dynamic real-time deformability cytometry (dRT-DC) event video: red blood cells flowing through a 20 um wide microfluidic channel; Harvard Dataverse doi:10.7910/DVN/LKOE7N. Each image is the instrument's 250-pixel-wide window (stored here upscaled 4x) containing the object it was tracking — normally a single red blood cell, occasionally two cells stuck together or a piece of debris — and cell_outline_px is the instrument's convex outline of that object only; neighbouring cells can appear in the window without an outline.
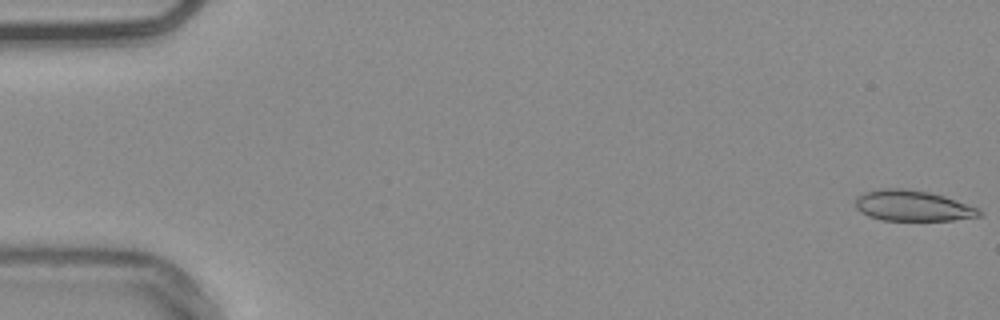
{"species": "common noctule bat (a hibernating species)", "species_latin": "Nyctalus noctula", "temperature_condition": "warm", "stored_images_in_passage": 34, "camera_frame_rate_fps": 3000, "um_per_image_px": 0.085, "animal": {"sex": "male", "body_mass_g": 20.4}, "frame": {"image": 1, "passage_image": 1, "time_ms": 0.0, "image_size_px": [1000, 320], "cell_outline_px": [[984, 216], [952, 220], [880, 220], [868, 216], [860, 212], [856, 208], [856, 196], [864, 192], [880, 188], [904, 188], [928, 192], [944, 196], [980, 208], [984, 212]], "centroid_in_image_um": [77.6, 17.49], "position_along_channel_um": 7.4, "area_um2": 22.43}}
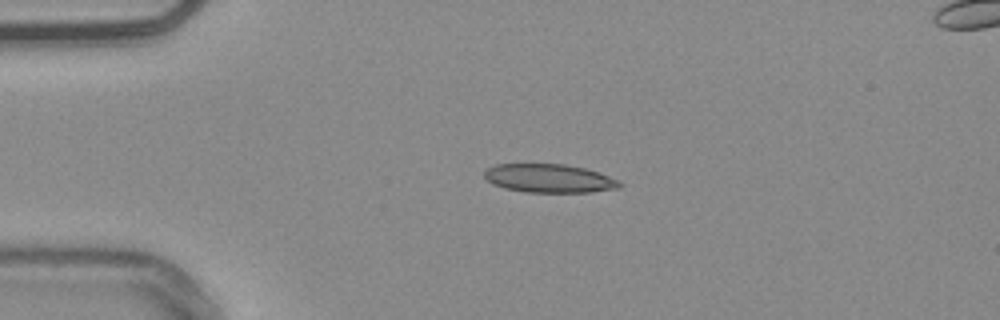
{"frame": {"image": 2, "passage_image": 13, "time_ms": 4.0, "image_size_px": [1000, 320], "cell_outline_px": [[624, 184], [620, 188], [592, 192], [524, 192], [504, 188], [492, 184], [484, 176], [484, 172], [488, 168], [496, 164], [564, 164], [584, 168], [608, 176]], "centroid_in_image_um": [46.67, 15.17], "position_along_channel_um": 38.3, "area_um2": 22.43}}
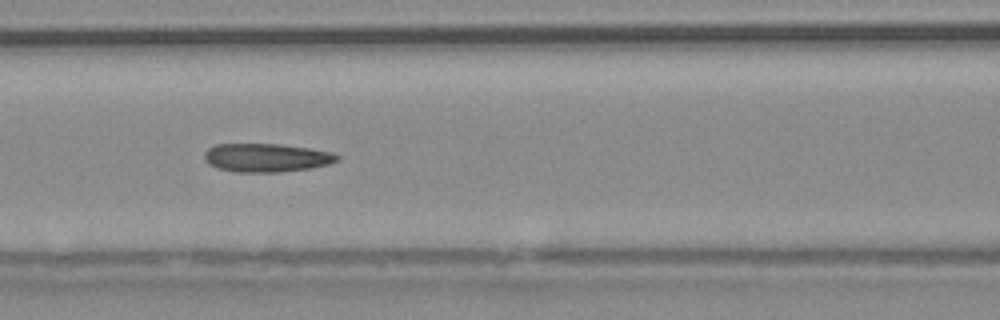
{"frame": {"image": 3, "passage_image": 24, "time_ms": 7.667, "image_size_px": [1000, 320], "cell_outline_px": [[340, 160], [328, 164], [312, 168], [280, 172], [236, 172], [216, 168], [208, 164], [204, 160], [204, 152], [208, 148], [216, 144], [276, 144], [308, 148], [332, 152], [340, 156]], "centroid_in_image_um": [22.63, 13.41], "position_along_channel_um": 144.0, "area_um2": 22.2}}